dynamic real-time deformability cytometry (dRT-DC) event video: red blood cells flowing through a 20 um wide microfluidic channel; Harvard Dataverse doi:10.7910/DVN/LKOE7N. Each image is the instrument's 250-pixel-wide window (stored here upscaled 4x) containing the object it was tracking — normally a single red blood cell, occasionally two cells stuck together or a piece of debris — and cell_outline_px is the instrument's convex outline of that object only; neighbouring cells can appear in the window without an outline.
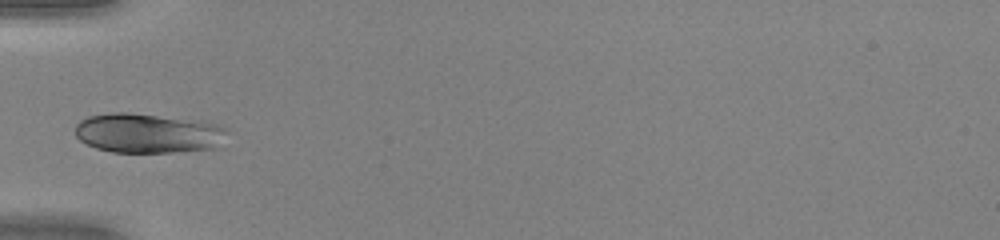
{"species": "human", "species_latin": "Homo sapiens", "temperature_condition": "warm", "stored_images_in_passage": 14, "camera_frame_rate_fps": 3000, "um_per_image_px": 0.085, "donor": {"sex": "female"}, "frame": {"image": 1, "passage_image": 1, "time_ms": 0.0, "image_size_px": [1000, 240], "cell_outline_px": [[224, 132], [216, 148], [172, 152], [112, 152], [96, 148], [80, 140], [76, 136], [76, 124], [80, 120], [88, 116], [112, 112], [128, 112], [204, 120], [220, 124], [224, 128]], "centroid_in_image_um": [12.55, 11.3], "position_along_channel_um": 72.5, "area_um2": 35.14}}